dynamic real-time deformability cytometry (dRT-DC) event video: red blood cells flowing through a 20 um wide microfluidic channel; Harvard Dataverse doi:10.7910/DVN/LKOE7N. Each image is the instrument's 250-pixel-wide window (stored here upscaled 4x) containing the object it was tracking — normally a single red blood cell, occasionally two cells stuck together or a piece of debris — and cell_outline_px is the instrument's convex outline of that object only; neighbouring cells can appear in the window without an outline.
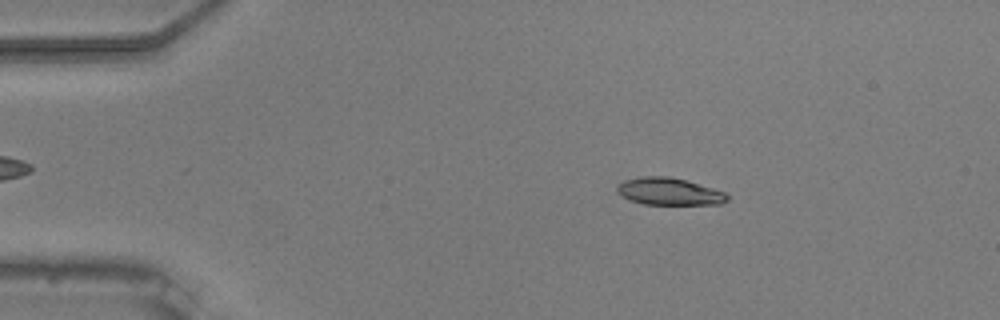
{"species": "common noctule bat (a hibernating species)", "species_latin": "Nyctalus noctula", "temperature_condition": "warm", "stored_images_in_passage": 54, "camera_frame_rate_fps": 3000, "um_per_image_px": 0.085, "animal": {"sex": "male", "body_mass_g": 20.5, "forearm_length_mm": 52.5}, "frame": {"image": 1, "passage_image": 9, "time_ms": 2.667, "image_size_px": [1000, 320], "cell_outline_px": [[728, 200], [720, 204], [644, 204], [628, 200], [620, 196], [616, 192], [616, 188], [624, 180], [644, 176], [668, 176], [684, 180], [712, 188], [724, 192], [728, 196]], "centroid_in_image_um": [56.82, 16.28], "position_along_channel_um": 28.2, "area_um2": 17.34}}
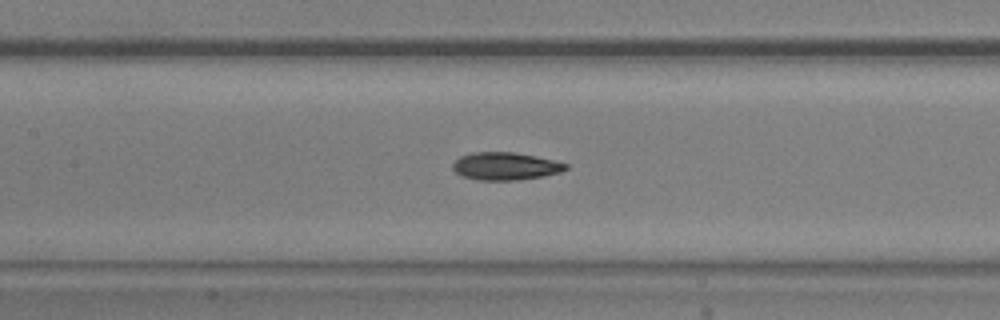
{"frame": {"image": 2, "passage_image": 25, "time_ms": 8.0, "image_size_px": [1000, 320], "cell_outline_px": [[568, 168], [560, 172], [544, 176], [516, 180], [476, 180], [460, 176], [452, 168], [452, 164], [460, 156], [472, 152], [512, 152], [552, 160], [568, 164]], "centroid_in_image_um": [42.91, 14.13], "position_along_channel_um": 164.5, "area_um2": 18.15}}
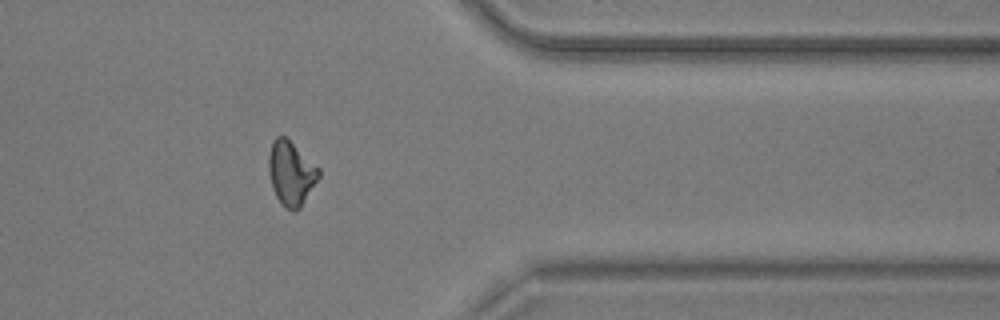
{"frame": {"image": 3, "passage_image": 44, "time_ms": 14.333, "image_size_px": [1000, 320], "cell_outline_px": [[320, 176], [300, 208], [296, 212], [292, 212], [284, 208], [280, 204], [272, 188], [268, 168], [268, 156], [272, 140], [276, 136], [284, 136], [320, 168]], "centroid_in_image_um": [24.72, 14.75], "position_along_channel_um": 386.7, "area_um2": 18.84}, "authors_computed_cell_mechanics": {"area_um2": 17.9469, "velocity_mm_per_s": 3.7177, "shape_relaxation_time_tau1_ms": null, "shape_relaxation_time_tau2_ms": 2.8681, "deformation_change_tau1": null, "deformation_change_tau2": 0.1056}}